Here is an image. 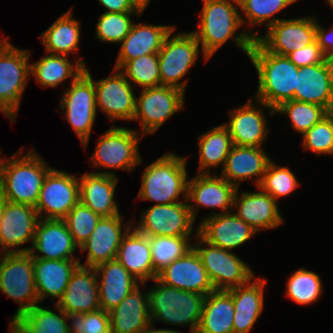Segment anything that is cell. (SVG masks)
Listing matches in <instances>:
<instances>
[{
  "instance_id": "19",
  "label": "cell",
  "mask_w": 333,
  "mask_h": 333,
  "mask_svg": "<svg viewBox=\"0 0 333 333\" xmlns=\"http://www.w3.org/2000/svg\"><path fill=\"white\" fill-rule=\"evenodd\" d=\"M236 190L235 185L220 175L197 173L188 180L187 190V203L193 219L202 207L220 208V214L231 212Z\"/></svg>"
},
{
  "instance_id": "32",
  "label": "cell",
  "mask_w": 333,
  "mask_h": 333,
  "mask_svg": "<svg viewBox=\"0 0 333 333\" xmlns=\"http://www.w3.org/2000/svg\"><path fill=\"white\" fill-rule=\"evenodd\" d=\"M248 283L227 290L233 299V333H249L263 312L264 287L268 280L257 277Z\"/></svg>"
},
{
  "instance_id": "40",
  "label": "cell",
  "mask_w": 333,
  "mask_h": 333,
  "mask_svg": "<svg viewBox=\"0 0 333 333\" xmlns=\"http://www.w3.org/2000/svg\"><path fill=\"white\" fill-rule=\"evenodd\" d=\"M296 1L298 0H238L239 8L245 16L240 15L242 26L247 21L250 26L264 23L268 29L281 20L274 15Z\"/></svg>"
},
{
  "instance_id": "23",
  "label": "cell",
  "mask_w": 333,
  "mask_h": 333,
  "mask_svg": "<svg viewBox=\"0 0 333 333\" xmlns=\"http://www.w3.org/2000/svg\"><path fill=\"white\" fill-rule=\"evenodd\" d=\"M257 189L260 190L239 193L240 190L237 188L233 199V209L236 212L233 213L256 232L275 229L284 222L278 202L261 188L257 187Z\"/></svg>"
},
{
  "instance_id": "49",
  "label": "cell",
  "mask_w": 333,
  "mask_h": 333,
  "mask_svg": "<svg viewBox=\"0 0 333 333\" xmlns=\"http://www.w3.org/2000/svg\"><path fill=\"white\" fill-rule=\"evenodd\" d=\"M69 333H108L110 331L109 312L99 309L89 313L65 312Z\"/></svg>"
},
{
  "instance_id": "34",
  "label": "cell",
  "mask_w": 333,
  "mask_h": 333,
  "mask_svg": "<svg viewBox=\"0 0 333 333\" xmlns=\"http://www.w3.org/2000/svg\"><path fill=\"white\" fill-rule=\"evenodd\" d=\"M116 259L140 283L156 279L148 237L135 228L131 227L122 238Z\"/></svg>"
},
{
  "instance_id": "21",
  "label": "cell",
  "mask_w": 333,
  "mask_h": 333,
  "mask_svg": "<svg viewBox=\"0 0 333 333\" xmlns=\"http://www.w3.org/2000/svg\"><path fill=\"white\" fill-rule=\"evenodd\" d=\"M78 248L64 219L43 218L38 221L29 253L39 259L80 261L73 255Z\"/></svg>"
},
{
  "instance_id": "45",
  "label": "cell",
  "mask_w": 333,
  "mask_h": 333,
  "mask_svg": "<svg viewBox=\"0 0 333 333\" xmlns=\"http://www.w3.org/2000/svg\"><path fill=\"white\" fill-rule=\"evenodd\" d=\"M42 306V307H41ZM58 311L37 304L22 316L31 324L35 333H69L65 312L55 305Z\"/></svg>"
},
{
  "instance_id": "53",
  "label": "cell",
  "mask_w": 333,
  "mask_h": 333,
  "mask_svg": "<svg viewBox=\"0 0 333 333\" xmlns=\"http://www.w3.org/2000/svg\"><path fill=\"white\" fill-rule=\"evenodd\" d=\"M10 323V333H35L31 324L22 315H13Z\"/></svg>"
},
{
  "instance_id": "58",
  "label": "cell",
  "mask_w": 333,
  "mask_h": 333,
  "mask_svg": "<svg viewBox=\"0 0 333 333\" xmlns=\"http://www.w3.org/2000/svg\"><path fill=\"white\" fill-rule=\"evenodd\" d=\"M5 254H6V252H4L3 249H2V247L0 246V262L2 261V259H3V257H4Z\"/></svg>"
},
{
  "instance_id": "4",
  "label": "cell",
  "mask_w": 333,
  "mask_h": 333,
  "mask_svg": "<svg viewBox=\"0 0 333 333\" xmlns=\"http://www.w3.org/2000/svg\"><path fill=\"white\" fill-rule=\"evenodd\" d=\"M187 158L175 153H165L148 165L142 174L139 200H149L155 204H173L187 199L188 173Z\"/></svg>"
},
{
  "instance_id": "15",
  "label": "cell",
  "mask_w": 333,
  "mask_h": 333,
  "mask_svg": "<svg viewBox=\"0 0 333 333\" xmlns=\"http://www.w3.org/2000/svg\"><path fill=\"white\" fill-rule=\"evenodd\" d=\"M255 100L250 98L244 105L231 109L230 120L223 124L228 129L233 145L263 147L266 141L269 128L263 110L270 109L271 116L275 114V110L262 101Z\"/></svg>"
},
{
  "instance_id": "41",
  "label": "cell",
  "mask_w": 333,
  "mask_h": 333,
  "mask_svg": "<svg viewBox=\"0 0 333 333\" xmlns=\"http://www.w3.org/2000/svg\"><path fill=\"white\" fill-rule=\"evenodd\" d=\"M286 295L301 305H310L322 295L321 278L313 271L301 267L291 274L286 282Z\"/></svg>"
},
{
  "instance_id": "13",
  "label": "cell",
  "mask_w": 333,
  "mask_h": 333,
  "mask_svg": "<svg viewBox=\"0 0 333 333\" xmlns=\"http://www.w3.org/2000/svg\"><path fill=\"white\" fill-rule=\"evenodd\" d=\"M79 201V178L52 168L43 181L35 209L40 219H64Z\"/></svg>"
},
{
  "instance_id": "5",
  "label": "cell",
  "mask_w": 333,
  "mask_h": 333,
  "mask_svg": "<svg viewBox=\"0 0 333 333\" xmlns=\"http://www.w3.org/2000/svg\"><path fill=\"white\" fill-rule=\"evenodd\" d=\"M148 290L151 323L164 322L176 326L190 327L196 333L202 315L205 295L180 290L161 283L157 278Z\"/></svg>"
},
{
  "instance_id": "2",
  "label": "cell",
  "mask_w": 333,
  "mask_h": 333,
  "mask_svg": "<svg viewBox=\"0 0 333 333\" xmlns=\"http://www.w3.org/2000/svg\"><path fill=\"white\" fill-rule=\"evenodd\" d=\"M258 75L255 99L275 109L293 100L299 68L286 56L269 52L257 39L248 54Z\"/></svg>"
},
{
  "instance_id": "8",
  "label": "cell",
  "mask_w": 333,
  "mask_h": 333,
  "mask_svg": "<svg viewBox=\"0 0 333 333\" xmlns=\"http://www.w3.org/2000/svg\"><path fill=\"white\" fill-rule=\"evenodd\" d=\"M0 291L13 299L22 315L39 304L35 287L33 256L29 252L6 253L0 262Z\"/></svg>"
},
{
  "instance_id": "3",
  "label": "cell",
  "mask_w": 333,
  "mask_h": 333,
  "mask_svg": "<svg viewBox=\"0 0 333 333\" xmlns=\"http://www.w3.org/2000/svg\"><path fill=\"white\" fill-rule=\"evenodd\" d=\"M22 154L21 148L9 158H0V183L7 201L35 207L43 181L53 167H47L46 161L34 149Z\"/></svg>"
},
{
  "instance_id": "43",
  "label": "cell",
  "mask_w": 333,
  "mask_h": 333,
  "mask_svg": "<svg viewBox=\"0 0 333 333\" xmlns=\"http://www.w3.org/2000/svg\"><path fill=\"white\" fill-rule=\"evenodd\" d=\"M274 110L289 116L291 127L302 135L329 113L322 106L297 100L283 102Z\"/></svg>"
},
{
  "instance_id": "48",
  "label": "cell",
  "mask_w": 333,
  "mask_h": 333,
  "mask_svg": "<svg viewBox=\"0 0 333 333\" xmlns=\"http://www.w3.org/2000/svg\"><path fill=\"white\" fill-rule=\"evenodd\" d=\"M303 136L305 150L317 155H333V112H329Z\"/></svg>"
},
{
  "instance_id": "37",
  "label": "cell",
  "mask_w": 333,
  "mask_h": 333,
  "mask_svg": "<svg viewBox=\"0 0 333 333\" xmlns=\"http://www.w3.org/2000/svg\"><path fill=\"white\" fill-rule=\"evenodd\" d=\"M71 10L57 18L40 36L47 53L69 56L79 50L81 25Z\"/></svg>"
},
{
  "instance_id": "25",
  "label": "cell",
  "mask_w": 333,
  "mask_h": 333,
  "mask_svg": "<svg viewBox=\"0 0 333 333\" xmlns=\"http://www.w3.org/2000/svg\"><path fill=\"white\" fill-rule=\"evenodd\" d=\"M293 100L316 104L333 112V62L300 67Z\"/></svg>"
},
{
  "instance_id": "55",
  "label": "cell",
  "mask_w": 333,
  "mask_h": 333,
  "mask_svg": "<svg viewBox=\"0 0 333 333\" xmlns=\"http://www.w3.org/2000/svg\"><path fill=\"white\" fill-rule=\"evenodd\" d=\"M7 203V197L4 193L3 185L0 183V217L3 213L5 204Z\"/></svg>"
},
{
  "instance_id": "50",
  "label": "cell",
  "mask_w": 333,
  "mask_h": 333,
  "mask_svg": "<svg viewBox=\"0 0 333 333\" xmlns=\"http://www.w3.org/2000/svg\"><path fill=\"white\" fill-rule=\"evenodd\" d=\"M286 57L298 68L324 63L328 59L316 40L310 45L292 51Z\"/></svg>"
},
{
  "instance_id": "30",
  "label": "cell",
  "mask_w": 333,
  "mask_h": 333,
  "mask_svg": "<svg viewBox=\"0 0 333 333\" xmlns=\"http://www.w3.org/2000/svg\"><path fill=\"white\" fill-rule=\"evenodd\" d=\"M79 260H52L33 258V271L38 300L47 297L58 300L63 296L72 273L80 265Z\"/></svg>"
},
{
  "instance_id": "9",
  "label": "cell",
  "mask_w": 333,
  "mask_h": 333,
  "mask_svg": "<svg viewBox=\"0 0 333 333\" xmlns=\"http://www.w3.org/2000/svg\"><path fill=\"white\" fill-rule=\"evenodd\" d=\"M30 51L9 43L0 52V112L15 123L30 76Z\"/></svg>"
},
{
  "instance_id": "56",
  "label": "cell",
  "mask_w": 333,
  "mask_h": 333,
  "mask_svg": "<svg viewBox=\"0 0 333 333\" xmlns=\"http://www.w3.org/2000/svg\"><path fill=\"white\" fill-rule=\"evenodd\" d=\"M138 9L144 11L151 0H130Z\"/></svg>"
},
{
  "instance_id": "46",
  "label": "cell",
  "mask_w": 333,
  "mask_h": 333,
  "mask_svg": "<svg viewBox=\"0 0 333 333\" xmlns=\"http://www.w3.org/2000/svg\"><path fill=\"white\" fill-rule=\"evenodd\" d=\"M132 15L142 13H106L100 15L96 25V39L103 42L121 43L132 29Z\"/></svg>"
},
{
  "instance_id": "47",
  "label": "cell",
  "mask_w": 333,
  "mask_h": 333,
  "mask_svg": "<svg viewBox=\"0 0 333 333\" xmlns=\"http://www.w3.org/2000/svg\"><path fill=\"white\" fill-rule=\"evenodd\" d=\"M101 216L80 201L68 212L64 221L74 242L80 247L96 228Z\"/></svg>"
},
{
  "instance_id": "31",
  "label": "cell",
  "mask_w": 333,
  "mask_h": 333,
  "mask_svg": "<svg viewBox=\"0 0 333 333\" xmlns=\"http://www.w3.org/2000/svg\"><path fill=\"white\" fill-rule=\"evenodd\" d=\"M95 270L100 306L106 312L118 306L140 284L117 259L100 264Z\"/></svg>"
},
{
  "instance_id": "42",
  "label": "cell",
  "mask_w": 333,
  "mask_h": 333,
  "mask_svg": "<svg viewBox=\"0 0 333 333\" xmlns=\"http://www.w3.org/2000/svg\"><path fill=\"white\" fill-rule=\"evenodd\" d=\"M119 71L130 83L137 84L143 89L161 85L158 53L127 61Z\"/></svg>"
},
{
  "instance_id": "10",
  "label": "cell",
  "mask_w": 333,
  "mask_h": 333,
  "mask_svg": "<svg viewBox=\"0 0 333 333\" xmlns=\"http://www.w3.org/2000/svg\"><path fill=\"white\" fill-rule=\"evenodd\" d=\"M175 29L165 37L158 52L161 85L175 87L185 92L187 80H180L196 64L199 51L202 50L192 32H181L171 36Z\"/></svg>"
},
{
  "instance_id": "7",
  "label": "cell",
  "mask_w": 333,
  "mask_h": 333,
  "mask_svg": "<svg viewBox=\"0 0 333 333\" xmlns=\"http://www.w3.org/2000/svg\"><path fill=\"white\" fill-rule=\"evenodd\" d=\"M197 244L193 248L198 253L215 290H229L248 283L255 275L250 266L234 252L213 246L194 233Z\"/></svg>"
},
{
  "instance_id": "20",
  "label": "cell",
  "mask_w": 333,
  "mask_h": 333,
  "mask_svg": "<svg viewBox=\"0 0 333 333\" xmlns=\"http://www.w3.org/2000/svg\"><path fill=\"white\" fill-rule=\"evenodd\" d=\"M121 214L101 217L90 237L79 247L87 251L85 263L80 265L95 268L100 264L116 259L122 238L133 226L132 220L123 230Z\"/></svg>"
},
{
  "instance_id": "14",
  "label": "cell",
  "mask_w": 333,
  "mask_h": 333,
  "mask_svg": "<svg viewBox=\"0 0 333 333\" xmlns=\"http://www.w3.org/2000/svg\"><path fill=\"white\" fill-rule=\"evenodd\" d=\"M194 219L187 199L173 204H154L142 213L133 227L146 236H191Z\"/></svg>"
},
{
  "instance_id": "36",
  "label": "cell",
  "mask_w": 333,
  "mask_h": 333,
  "mask_svg": "<svg viewBox=\"0 0 333 333\" xmlns=\"http://www.w3.org/2000/svg\"><path fill=\"white\" fill-rule=\"evenodd\" d=\"M234 304L227 290H215L205 296L196 333H233Z\"/></svg>"
},
{
  "instance_id": "39",
  "label": "cell",
  "mask_w": 333,
  "mask_h": 333,
  "mask_svg": "<svg viewBox=\"0 0 333 333\" xmlns=\"http://www.w3.org/2000/svg\"><path fill=\"white\" fill-rule=\"evenodd\" d=\"M151 249L153 273L157 275L173 261L193 248L191 236H147Z\"/></svg>"
},
{
  "instance_id": "33",
  "label": "cell",
  "mask_w": 333,
  "mask_h": 333,
  "mask_svg": "<svg viewBox=\"0 0 333 333\" xmlns=\"http://www.w3.org/2000/svg\"><path fill=\"white\" fill-rule=\"evenodd\" d=\"M174 25L133 24L129 34L120 43L114 69H120L127 61L140 56L158 53L165 37L174 29Z\"/></svg>"
},
{
  "instance_id": "52",
  "label": "cell",
  "mask_w": 333,
  "mask_h": 333,
  "mask_svg": "<svg viewBox=\"0 0 333 333\" xmlns=\"http://www.w3.org/2000/svg\"><path fill=\"white\" fill-rule=\"evenodd\" d=\"M106 13H143L130 0H98Z\"/></svg>"
},
{
  "instance_id": "38",
  "label": "cell",
  "mask_w": 333,
  "mask_h": 333,
  "mask_svg": "<svg viewBox=\"0 0 333 333\" xmlns=\"http://www.w3.org/2000/svg\"><path fill=\"white\" fill-rule=\"evenodd\" d=\"M232 147V138L223 124L201 134L198 137V174H211L212 167L215 169L220 164L223 168Z\"/></svg>"
},
{
  "instance_id": "51",
  "label": "cell",
  "mask_w": 333,
  "mask_h": 333,
  "mask_svg": "<svg viewBox=\"0 0 333 333\" xmlns=\"http://www.w3.org/2000/svg\"><path fill=\"white\" fill-rule=\"evenodd\" d=\"M318 45L329 60L333 62V26L326 31L316 18V37Z\"/></svg>"
},
{
  "instance_id": "18",
  "label": "cell",
  "mask_w": 333,
  "mask_h": 333,
  "mask_svg": "<svg viewBox=\"0 0 333 333\" xmlns=\"http://www.w3.org/2000/svg\"><path fill=\"white\" fill-rule=\"evenodd\" d=\"M96 107L111 120L130 121L136 110V96L133 85L118 70L113 68L112 74L100 80H94Z\"/></svg>"
},
{
  "instance_id": "59",
  "label": "cell",
  "mask_w": 333,
  "mask_h": 333,
  "mask_svg": "<svg viewBox=\"0 0 333 333\" xmlns=\"http://www.w3.org/2000/svg\"><path fill=\"white\" fill-rule=\"evenodd\" d=\"M327 1V3L329 4V5H331V7H332V9H333V0H326Z\"/></svg>"
},
{
  "instance_id": "6",
  "label": "cell",
  "mask_w": 333,
  "mask_h": 333,
  "mask_svg": "<svg viewBox=\"0 0 333 333\" xmlns=\"http://www.w3.org/2000/svg\"><path fill=\"white\" fill-rule=\"evenodd\" d=\"M59 102L65 119L86 149L97 115L94 80L87 67L71 81L70 88L64 91Z\"/></svg>"
},
{
  "instance_id": "22",
  "label": "cell",
  "mask_w": 333,
  "mask_h": 333,
  "mask_svg": "<svg viewBox=\"0 0 333 333\" xmlns=\"http://www.w3.org/2000/svg\"><path fill=\"white\" fill-rule=\"evenodd\" d=\"M198 226V234L209 244L232 251L257 232L232 211L209 213Z\"/></svg>"
},
{
  "instance_id": "27",
  "label": "cell",
  "mask_w": 333,
  "mask_h": 333,
  "mask_svg": "<svg viewBox=\"0 0 333 333\" xmlns=\"http://www.w3.org/2000/svg\"><path fill=\"white\" fill-rule=\"evenodd\" d=\"M263 148L233 145L220 176L237 188L242 181L250 179L258 187L272 160Z\"/></svg>"
},
{
  "instance_id": "44",
  "label": "cell",
  "mask_w": 333,
  "mask_h": 333,
  "mask_svg": "<svg viewBox=\"0 0 333 333\" xmlns=\"http://www.w3.org/2000/svg\"><path fill=\"white\" fill-rule=\"evenodd\" d=\"M298 185L297 177L289 167L277 165L271 160L258 187L278 201L290 195Z\"/></svg>"
},
{
  "instance_id": "1",
  "label": "cell",
  "mask_w": 333,
  "mask_h": 333,
  "mask_svg": "<svg viewBox=\"0 0 333 333\" xmlns=\"http://www.w3.org/2000/svg\"><path fill=\"white\" fill-rule=\"evenodd\" d=\"M203 1V8L199 14V29L192 33L202 47L205 62L230 39L248 56L253 41L259 37V32H237L242 26L238 0Z\"/></svg>"
},
{
  "instance_id": "17",
  "label": "cell",
  "mask_w": 333,
  "mask_h": 333,
  "mask_svg": "<svg viewBox=\"0 0 333 333\" xmlns=\"http://www.w3.org/2000/svg\"><path fill=\"white\" fill-rule=\"evenodd\" d=\"M39 219L35 207L7 201L0 217V246L3 251L29 252ZM28 241L31 242L30 247L20 248Z\"/></svg>"
},
{
  "instance_id": "11",
  "label": "cell",
  "mask_w": 333,
  "mask_h": 333,
  "mask_svg": "<svg viewBox=\"0 0 333 333\" xmlns=\"http://www.w3.org/2000/svg\"><path fill=\"white\" fill-rule=\"evenodd\" d=\"M139 134L136 130L112 125L97 140L90 164L104 169L133 171L143 162L138 149Z\"/></svg>"
},
{
  "instance_id": "35",
  "label": "cell",
  "mask_w": 333,
  "mask_h": 333,
  "mask_svg": "<svg viewBox=\"0 0 333 333\" xmlns=\"http://www.w3.org/2000/svg\"><path fill=\"white\" fill-rule=\"evenodd\" d=\"M68 59L65 55L46 52L45 56L30 64V76H33L42 88H55L69 77L75 80L87 66L81 57L76 59L75 64Z\"/></svg>"
},
{
  "instance_id": "26",
  "label": "cell",
  "mask_w": 333,
  "mask_h": 333,
  "mask_svg": "<svg viewBox=\"0 0 333 333\" xmlns=\"http://www.w3.org/2000/svg\"><path fill=\"white\" fill-rule=\"evenodd\" d=\"M80 202L101 217H112L119 213L114 200L119 179L113 171L91 172L79 175Z\"/></svg>"
},
{
  "instance_id": "16",
  "label": "cell",
  "mask_w": 333,
  "mask_h": 333,
  "mask_svg": "<svg viewBox=\"0 0 333 333\" xmlns=\"http://www.w3.org/2000/svg\"><path fill=\"white\" fill-rule=\"evenodd\" d=\"M316 18L300 17L283 18L271 25L264 35L257 40L269 51L286 56L292 51L301 49L315 41Z\"/></svg>"
},
{
  "instance_id": "24",
  "label": "cell",
  "mask_w": 333,
  "mask_h": 333,
  "mask_svg": "<svg viewBox=\"0 0 333 333\" xmlns=\"http://www.w3.org/2000/svg\"><path fill=\"white\" fill-rule=\"evenodd\" d=\"M161 283L180 290L208 295L215 288L194 248L173 261L156 277Z\"/></svg>"
},
{
  "instance_id": "54",
  "label": "cell",
  "mask_w": 333,
  "mask_h": 333,
  "mask_svg": "<svg viewBox=\"0 0 333 333\" xmlns=\"http://www.w3.org/2000/svg\"><path fill=\"white\" fill-rule=\"evenodd\" d=\"M143 333H182V332L165 328L155 329L153 323H151Z\"/></svg>"
},
{
  "instance_id": "29",
  "label": "cell",
  "mask_w": 333,
  "mask_h": 333,
  "mask_svg": "<svg viewBox=\"0 0 333 333\" xmlns=\"http://www.w3.org/2000/svg\"><path fill=\"white\" fill-rule=\"evenodd\" d=\"M145 285L140 283L109 312L111 333H143L151 324L148 291L140 290Z\"/></svg>"
},
{
  "instance_id": "12",
  "label": "cell",
  "mask_w": 333,
  "mask_h": 333,
  "mask_svg": "<svg viewBox=\"0 0 333 333\" xmlns=\"http://www.w3.org/2000/svg\"><path fill=\"white\" fill-rule=\"evenodd\" d=\"M185 92L171 86L145 88L136 97V110L132 120L142 126V136L155 133L178 111L184 109Z\"/></svg>"
},
{
  "instance_id": "57",
  "label": "cell",
  "mask_w": 333,
  "mask_h": 333,
  "mask_svg": "<svg viewBox=\"0 0 333 333\" xmlns=\"http://www.w3.org/2000/svg\"><path fill=\"white\" fill-rule=\"evenodd\" d=\"M9 37H4L2 36L1 40H0V52L10 43L8 40Z\"/></svg>"
},
{
  "instance_id": "28",
  "label": "cell",
  "mask_w": 333,
  "mask_h": 333,
  "mask_svg": "<svg viewBox=\"0 0 333 333\" xmlns=\"http://www.w3.org/2000/svg\"><path fill=\"white\" fill-rule=\"evenodd\" d=\"M64 312L89 313L101 309L95 268L79 265L63 296L55 303Z\"/></svg>"
}]
</instances>
